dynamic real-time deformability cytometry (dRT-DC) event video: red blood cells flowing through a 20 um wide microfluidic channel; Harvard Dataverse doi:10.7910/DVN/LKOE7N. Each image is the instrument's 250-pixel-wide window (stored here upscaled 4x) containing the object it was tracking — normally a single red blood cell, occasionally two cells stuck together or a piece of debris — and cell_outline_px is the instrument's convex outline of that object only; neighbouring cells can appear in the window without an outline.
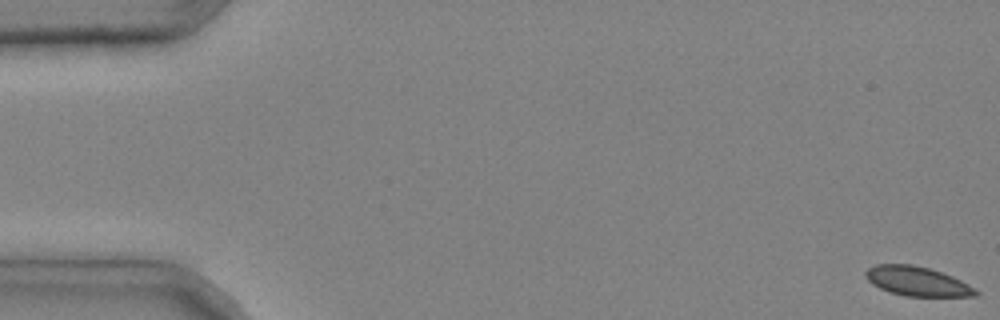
{"species": "common noctule bat (a hibernating species)", "species_latin": "Nyctalus noctula", "temperature_condition": "cold", "stored_images_in_passage": 4, "camera_frame_rate_fps": 3000, "um_per_image_px": 0.085, "animal": {"sex": "male", "body_mass_g": 20.4}, "frame": {"image": 1, "passage_image": 1, "time_ms": 0.0, "image_size_px": [1000, 320], "cell_outline_px": [[980, 292], [976, 296], [904, 296], [880, 288], [872, 284], [864, 276], [864, 272], [868, 268], [876, 264], [912, 264], [928, 268], [952, 276], [968, 284]], "centroid_in_image_um": [77.94, 23.9], "position_along_channel_um": 7.1, "area_um2": 18.73}}
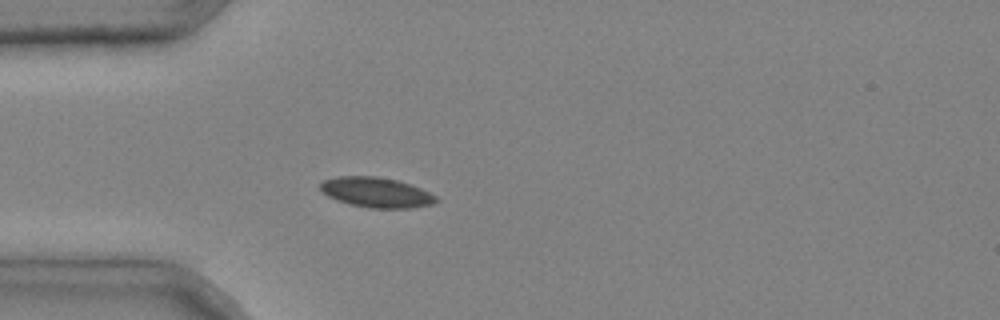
{"frame": {"image": 2, "passage_image": 4, "time_ms": 1.0, "image_size_px": [1000, 320], "cell_outline_px": [[440, 200], [432, 204], [412, 208], [368, 208], [348, 204], [336, 200], [328, 196], [320, 188], [320, 184], [324, 180], [336, 176], [376, 176], [396, 180], [420, 188], [436, 196]], "centroid_in_image_um": [31.98, 16.36], "position_along_channel_um": 53.0, "area_um2": 20.29}}